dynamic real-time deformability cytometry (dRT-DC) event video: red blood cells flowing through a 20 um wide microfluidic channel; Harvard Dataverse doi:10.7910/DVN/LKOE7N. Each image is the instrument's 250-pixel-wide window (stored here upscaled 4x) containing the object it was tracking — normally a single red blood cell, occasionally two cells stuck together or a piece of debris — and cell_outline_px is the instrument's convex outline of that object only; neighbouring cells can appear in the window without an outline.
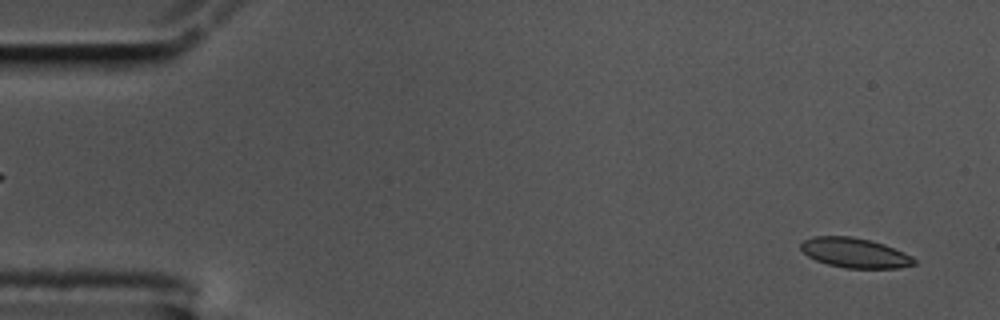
{"species": "common noctule bat (a hibernating species)", "species_latin": "Nyctalus noctula", "temperature_condition": "cold", "stored_images_in_passage": 58, "camera_frame_rate_fps": 3000, "um_per_image_px": 0.085, "animal": {"sex": "male", "body_mass_g": 17.5, "forearm_length_mm": 52.3}, "frame": {"image": 1, "passage_image": 3, "time_ms": 0.667, "image_size_px": [1000, 320], "cell_outline_px": [[916, 264], [896, 268], [844, 268], [828, 264], [816, 260], [808, 256], [800, 248], [800, 244], [804, 240], [812, 236], [852, 236], [884, 244], [904, 252], [912, 256], [916, 260]], "centroid_in_image_um": [72.65, 21.49], "position_along_channel_um": 12.3, "area_um2": 19.65}}
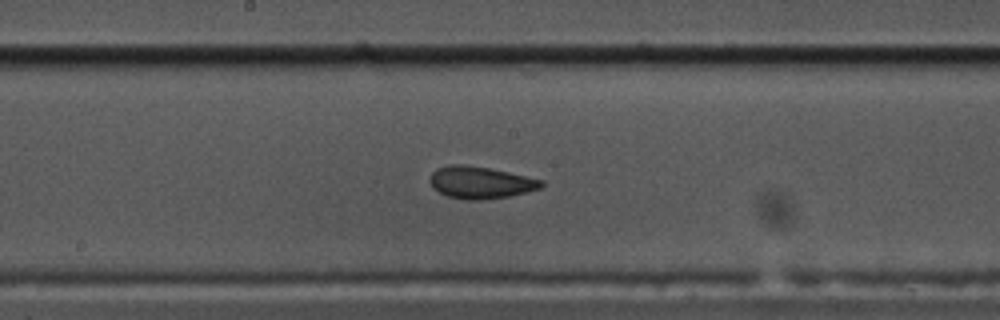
{"frame": {"image": 2, "passage_image": 30, "time_ms": 9.667, "image_size_px": [1000, 320], "cell_outline_px": [[544, 184], [540, 188], [508, 196], [476, 200], [464, 200], [448, 196], [432, 188], [432, 172], [436, 168], [448, 164], [464, 164], [492, 168], [544, 180]], "centroid_in_image_um": [40.84, 15.49], "position_along_channel_um": 207.4, "area_um2": 20.75}}
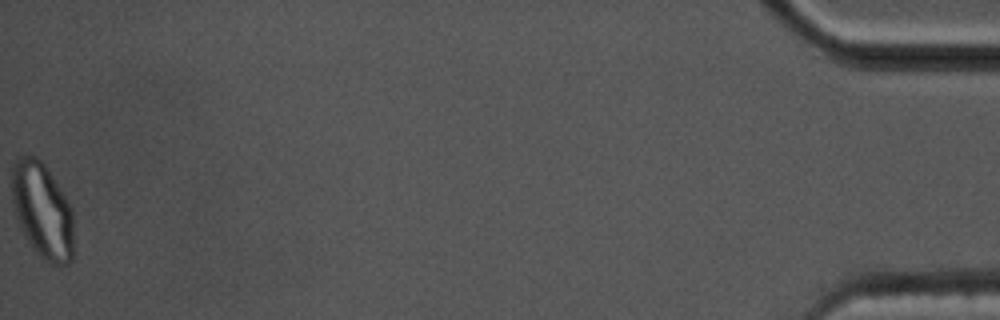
{"frame": {"image": 3, "passage_image": 58, "time_ms": 19.0, "image_size_px": [1000, 320], "cell_outline_px": [[72, 260], [68, 264], [52, 264], [44, 260], [36, 252], [20, 228], [12, 200], [12, 168], [16, 160], [20, 156], [36, 156], [48, 168], [72, 208]], "centroid_in_image_um": [3.6, 17.88], "position_along_channel_um": 431.6, "area_um2": 34.16}, "authors_computed_cell_mechanics": {"area_um2": 20.6346, "velocity_mm_per_s": 3.4694, "shape_relaxation_time_tau1_ms": 7.3621, "shape_relaxation_time_tau2_ms": 1.2077, "deformation_change_tau1": 0.1405, "deformation_change_tau2": 0.0472}}